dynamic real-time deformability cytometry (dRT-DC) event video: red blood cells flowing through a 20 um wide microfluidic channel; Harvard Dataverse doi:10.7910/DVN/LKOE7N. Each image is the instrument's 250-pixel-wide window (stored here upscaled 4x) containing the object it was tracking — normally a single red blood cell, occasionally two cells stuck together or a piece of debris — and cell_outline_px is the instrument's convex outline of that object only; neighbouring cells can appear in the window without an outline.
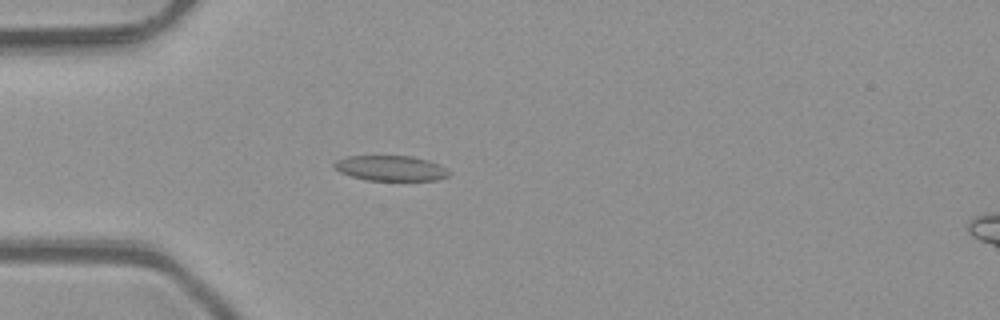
{"species": "common noctule bat (a hibernating species)", "species_latin": "Nyctalus noctula", "temperature_condition": "room temperature", "stored_images_in_passage": 51, "camera_frame_rate_fps": 3000, "um_per_image_px": 0.085, "animal": {"sex": "male", "body_mass_g": 23.1, "forearm_length_mm": 52.7}, "frame": {"image": 1, "passage_image": 15, "time_ms": 4.667, "image_size_px": [1000, 320], "cell_outline_px": [[452, 172], [448, 176], [436, 180], [364, 180], [340, 172], [332, 168], [332, 164], [336, 160], [344, 156], [412, 156], [428, 160], [440, 164], [448, 168]], "centroid_in_image_um": [33.21, 14.29], "position_along_channel_um": 51.8, "area_um2": 17.17}}
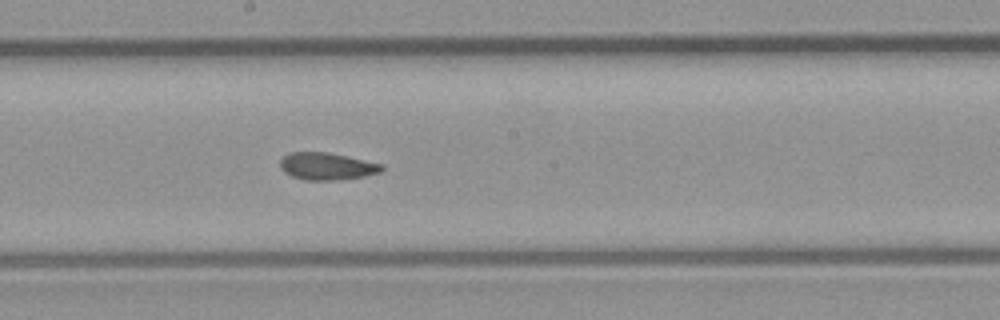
{"frame": {"image": 2, "passage_image": 28, "time_ms": 9.0, "image_size_px": [1000, 320], "cell_outline_px": [[384, 168], [380, 172], [364, 176], [340, 180], [304, 180], [292, 176], [284, 172], [280, 168], [280, 160], [284, 156], [292, 152], [328, 152], [384, 164]], "centroid_in_image_um": [27.79, 14.13], "position_along_channel_um": 220.4, "area_um2": 16.18}}
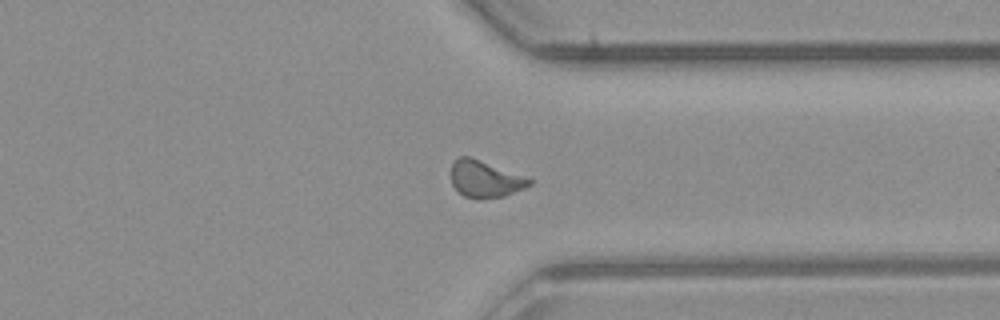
{"frame": {"image": 3, "passage_image": 39, "time_ms": 12.667, "image_size_px": [1000, 320], "cell_outline_px": [[532, 184], [524, 188], [504, 196], [480, 200], [476, 200], [464, 196], [452, 184], [452, 164], [460, 156], [468, 156], [532, 176]], "centroid_in_image_um": [41.32, 15.22], "position_along_channel_um": 370.1, "area_um2": 17.22}, "authors_computed_cell_mechanics": {"area_um2": 16.762, "velocity_mm_per_s": 4.1149, "shape_relaxation_time_tau1_ms": null, "shape_relaxation_time_tau2_ms": 2.8143, "deformation_change_tau1": null, "deformation_change_tau2": 0.0762}}